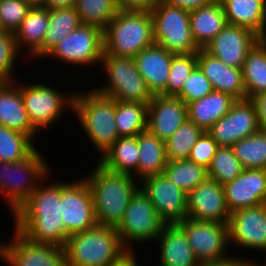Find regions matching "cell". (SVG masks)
<instances>
[{
	"label": "cell",
	"instance_id": "cell-2",
	"mask_svg": "<svg viewBox=\"0 0 266 266\" xmlns=\"http://www.w3.org/2000/svg\"><path fill=\"white\" fill-rule=\"evenodd\" d=\"M93 169L84 179L93 195L97 224L117 227L130 199L139 189L138 181L132 175L109 171L98 162Z\"/></svg>",
	"mask_w": 266,
	"mask_h": 266
},
{
	"label": "cell",
	"instance_id": "cell-6",
	"mask_svg": "<svg viewBox=\"0 0 266 266\" xmlns=\"http://www.w3.org/2000/svg\"><path fill=\"white\" fill-rule=\"evenodd\" d=\"M40 153L36 149L26 159L0 161V194L7 198L13 214L50 174L48 163Z\"/></svg>",
	"mask_w": 266,
	"mask_h": 266
},
{
	"label": "cell",
	"instance_id": "cell-3",
	"mask_svg": "<svg viewBox=\"0 0 266 266\" xmlns=\"http://www.w3.org/2000/svg\"><path fill=\"white\" fill-rule=\"evenodd\" d=\"M64 250L66 266H113L129 253L116 227L99 224L68 236Z\"/></svg>",
	"mask_w": 266,
	"mask_h": 266
},
{
	"label": "cell",
	"instance_id": "cell-27",
	"mask_svg": "<svg viewBox=\"0 0 266 266\" xmlns=\"http://www.w3.org/2000/svg\"><path fill=\"white\" fill-rule=\"evenodd\" d=\"M227 23L246 27L266 38V0H220Z\"/></svg>",
	"mask_w": 266,
	"mask_h": 266
},
{
	"label": "cell",
	"instance_id": "cell-41",
	"mask_svg": "<svg viewBox=\"0 0 266 266\" xmlns=\"http://www.w3.org/2000/svg\"><path fill=\"white\" fill-rule=\"evenodd\" d=\"M197 66V53L174 55L168 75L166 89L161 93L164 96H176Z\"/></svg>",
	"mask_w": 266,
	"mask_h": 266
},
{
	"label": "cell",
	"instance_id": "cell-9",
	"mask_svg": "<svg viewBox=\"0 0 266 266\" xmlns=\"http://www.w3.org/2000/svg\"><path fill=\"white\" fill-rule=\"evenodd\" d=\"M164 225L151 201L139 188L130 199L116 230L124 247L133 252L132 243L147 244V241L156 240Z\"/></svg>",
	"mask_w": 266,
	"mask_h": 266
},
{
	"label": "cell",
	"instance_id": "cell-28",
	"mask_svg": "<svg viewBox=\"0 0 266 266\" xmlns=\"http://www.w3.org/2000/svg\"><path fill=\"white\" fill-rule=\"evenodd\" d=\"M227 24L220 0L190 11L191 34L199 48H204Z\"/></svg>",
	"mask_w": 266,
	"mask_h": 266
},
{
	"label": "cell",
	"instance_id": "cell-43",
	"mask_svg": "<svg viewBox=\"0 0 266 266\" xmlns=\"http://www.w3.org/2000/svg\"><path fill=\"white\" fill-rule=\"evenodd\" d=\"M213 90L211 82L197 65L186 79L182 90L176 96L187 105L194 100L205 97Z\"/></svg>",
	"mask_w": 266,
	"mask_h": 266
},
{
	"label": "cell",
	"instance_id": "cell-26",
	"mask_svg": "<svg viewBox=\"0 0 266 266\" xmlns=\"http://www.w3.org/2000/svg\"><path fill=\"white\" fill-rule=\"evenodd\" d=\"M48 24L49 9L45 7H31L14 33L17 49L20 51L27 47L28 55L31 58L35 59L36 57L38 59L37 57H43V42Z\"/></svg>",
	"mask_w": 266,
	"mask_h": 266
},
{
	"label": "cell",
	"instance_id": "cell-15",
	"mask_svg": "<svg viewBox=\"0 0 266 266\" xmlns=\"http://www.w3.org/2000/svg\"><path fill=\"white\" fill-rule=\"evenodd\" d=\"M139 185L165 224H178L187 218V194L164 174L144 178Z\"/></svg>",
	"mask_w": 266,
	"mask_h": 266
},
{
	"label": "cell",
	"instance_id": "cell-34",
	"mask_svg": "<svg viewBox=\"0 0 266 266\" xmlns=\"http://www.w3.org/2000/svg\"><path fill=\"white\" fill-rule=\"evenodd\" d=\"M81 23L74 7L49 9V24L43 42V58L61 41V39Z\"/></svg>",
	"mask_w": 266,
	"mask_h": 266
},
{
	"label": "cell",
	"instance_id": "cell-24",
	"mask_svg": "<svg viewBox=\"0 0 266 266\" xmlns=\"http://www.w3.org/2000/svg\"><path fill=\"white\" fill-rule=\"evenodd\" d=\"M15 84L14 78L0 84V125L27 134L35 140L38 132L29 121L19 84Z\"/></svg>",
	"mask_w": 266,
	"mask_h": 266
},
{
	"label": "cell",
	"instance_id": "cell-10",
	"mask_svg": "<svg viewBox=\"0 0 266 266\" xmlns=\"http://www.w3.org/2000/svg\"><path fill=\"white\" fill-rule=\"evenodd\" d=\"M178 225L184 230L201 265L221 263L233 257V255H227L228 224L186 218Z\"/></svg>",
	"mask_w": 266,
	"mask_h": 266
},
{
	"label": "cell",
	"instance_id": "cell-45",
	"mask_svg": "<svg viewBox=\"0 0 266 266\" xmlns=\"http://www.w3.org/2000/svg\"><path fill=\"white\" fill-rule=\"evenodd\" d=\"M219 147L208 132L204 131L192 147L188 159L208 169Z\"/></svg>",
	"mask_w": 266,
	"mask_h": 266
},
{
	"label": "cell",
	"instance_id": "cell-48",
	"mask_svg": "<svg viewBox=\"0 0 266 266\" xmlns=\"http://www.w3.org/2000/svg\"><path fill=\"white\" fill-rule=\"evenodd\" d=\"M164 1L172 6H177L190 12L193 11L194 9L210 4L214 0H164Z\"/></svg>",
	"mask_w": 266,
	"mask_h": 266
},
{
	"label": "cell",
	"instance_id": "cell-25",
	"mask_svg": "<svg viewBox=\"0 0 266 266\" xmlns=\"http://www.w3.org/2000/svg\"><path fill=\"white\" fill-rule=\"evenodd\" d=\"M157 240L161 266H201L178 224H165Z\"/></svg>",
	"mask_w": 266,
	"mask_h": 266
},
{
	"label": "cell",
	"instance_id": "cell-46",
	"mask_svg": "<svg viewBox=\"0 0 266 266\" xmlns=\"http://www.w3.org/2000/svg\"><path fill=\"white\" fill-rule=\"evenodd\" d=\"M248 100L254 107L259 130L266 131V92L251 95Z\"/></svg>",
	"mask_w": 266,
	"mask_h": 266
},
{
	"label": "cell",
	"instance_id": "cell-5",
	"mask_svg": "<svg viewBox=\"0 0 266 266\" xmlns=\"http://www.w3.org/2000/svg\"><path fill=\"white\" fill-rule=\"evenodd\" d=\"M89 91L74 93L72 111L89 140L103 155L119 138L115 123V100L95 88Z\"/></svg>",
	"mask_w": 266,
	"mask_h": 266
},
{
	"label": "cell",
	"instance_id": "cell-1",
	"mask_svg": "<svg viewBox=\"0 0 266 266\" xmlns=\"http://www.w3.org/2000/svg\"><path fill=\"white\" fill-rule=\"evenodd\" d=\"M42 183L44 180L13 214L14 229L32 242L64 247L67 235L60 211L61 183Z\"/></svg>",
	"mask_w": 266,
	"mask_h": 266
},
{
	"label": "cell",
	"instance_id": "cell-21",
	"mask_svg": "<svg viewBox=\"0 0 266 266\" xmlns=\"http://www.w3.org/2000/svg\"><path fill=\"white\" fill-rule=\"evenodd\" d=\"M224 191L230 213L266 203V170L244 169Z\"/></svg>",
	"mask_w": 266,
	"mask_h": 266
},
{
	"label": "cell",
	"instance_id": "cell-36",
	"mask_svg": "<svg viewBox=\"0 0 266 266\" xmlns=\"http://www.w3.org/2000/svg\"><path fill=\"white\" fill-rule=\"evenodd\" d=\"M231 147L244 169L266 170V131L258 130Z\"/></svg>",
	"mask_w": 266,
	"mask_h": 266
},
{
	"label": "cell",
	"instance_id": "cell-23",
	"mask_svg": "<svg viewBox=\"0 0 266 266\" xmlns=\"http://www.w3.org/2000/svg\"><path fill=\"white\" fill-rule=\"evenodd\" d=\"M174 55L154 43L134 57L137 70L153 95L161 94L166 89Z\"/></svg>",
	"mask_w": 266,
	"mask_h": 266
},
{
	"label": "cell",
	"instance_id": "cell-40",
	"mask_svg": "<svg viewBox=\"0 0 266 266\" xmlns=\"http://www.w3.org/2000/svg\"><path fill=\"white\" fill-rule=\"evenodd\" d=\"M207 170L208 178L224 186L234 180L244 168L235 156L232 147L220 146Z\"/></svg>",
	"mask_w": 266,
	"mask_h": 266
},
{
	"label": "cell",
	"instance_id": "cell-20",
	"mask_svg": "<svg viewBox=\"0 0 266 266\" xmlns=\"http://www.w3.org/2000/svg\"><path fill=\"white\" fill-rule=\"evenodd\" d=\"M188 119L187 105L177 96L153 95L148 104L147 129L166 141Z\"/></svg>",
	"mask_w": 266,
	"mask_h": 266
},
{
	"label": "cell",
	"instance_id": "cell-52",
	"mask_svg": "<svg viewBox=\"0 0 266 266\" xmlns=\"http://www.w3.org/2000/svg\"><path fill=\"white\" fill-rule=\"evenodd\" d=\"M31 7H44L45 0H25Z\"/></svg>",
	"mask_w": 266,
	"mask_h": 266
},
{
	"label": "cell",
	"instance_id": "cell-13",
	"mask_svg": "<svg viewBox=\"0 0 266 266\" xmlns=\"http://www.w3.org/2000/svg\"><path fill=\"white\" fill-rule=\"evenodd\" d=\"M81 179L61 183L60 211L67 237L97 225L90 186Z\"/></svg>",
	"mask_w": 266,
	"mask_h": 266
},
{
	"label": "cell",
	"instance_id": "cell-32",
	"mask_svg": "<svg viewBox=\"0 0 266 266\" xmlns=\"http://www.w3.org/2000/svg\"><path fill=\"white\" fill-rule=\"evenodd\" d=\"M246 99L266 92V38H261L249 51L242 67Z\"/></svg>",
	"mask_w": 266,
	"mask_h": 266
},
{
	"label": "cell",
	"instance_id": "cell-7",
	"mask_svg": "<svg viewBox=\"0 0 266 266\" xmlns=\"http://www.w3.org/2000/svg\"><path fill=\"white\" fill-rule=\"evenodd\" d=\"M100 65L106 71L107 83L96 88L97 92L117 101L149 104L153 94L138 72L134 58L103 52Z\"/></svg>",
	"mask_w": 266,
	"mask_h": 266
},
{
	"label": "cell",
	"instance_id": "cell-11",
	"mask_svg": "<svg viewBox=\"0 0 266 266\" xmlns=\"http://www.w3.org/2000/svg\"><path fill=\"white\" fill-rule=\"evenodd\" d=\"M103 52V30L95 25L80 24L63 37L45 57L56 58L70 65L91 64L93 67L101 63Z\"/></svg>",
	"mask_w": 266,
	"mask_h": 266
},
{
	"label": "cell",
	"instance_id": "cell-50",
	"mask_svg": "<svg viewBox=\"0 0 266 266\" xmlns=\"http://www.w3.org/2000/svg\"><path fill=\"white\" fill-rule=\"evenodd\" d=\"M75 0H45L44 7L47 9L74 7Z\"/></svg>",
	"mask_w": 266,
	"mask_h": 266
},
{
	"label": "cell",
	"instance_id": "cell-22",
	"mask_svg": "<svg viewBox=\"0 0 266 266\" xmlns=\"http://www.w3.org/2000/svg\"><path fill=\"white\" fill-rule=\"evenodd\" d=\"M197 65L211 82L214 90L230 94L236 100L246 99L241 68L226 65L204 48L197 52Z\"/></svg>",
	"mask_w": 266,
	"mask_h": 266
},
{
	"label": "cell",
	"instance_id": "cell-33",
	"mask_svg": "<svg viewBox=\"0 0 266 266\" xmlns=\"http://www.w3.org/2000/svg\"><path fill=\"white\" fill-rule=\"evenodd\" d=\"M148 104L115 100V123L119 137H133L147 129Z\"/></svg>",
	"mask_w": 266,
	"mask_h": 266
},
{
	"label": "cell",
	"instance_id": "cell-47",
	"mask_svg": "<svg viewBox=\"0 0 266 266\" xmlns=\"http://www.w3.org/2000/svg\"><path fill=\"white\" fill-rule=\"evenodd\" d=\"M119 10L151 11L160 0H115Z\"/></svg>",
	"mask_w": 266,
	"mask_h": 266
},
{
	"label": "cell",
	"instance_id": "cell-38",
	"mask_svg": "<svg viewBox=\"0 0 266 266\" xmlns=\"http://www.w3.org/2000/svg\"><path fill=\"white\" fill-rule=\"evenodd\" d=\"M74 8L82 24L95 25L102 30L119 12L115 0H75Z\"/></svg>",
	"mask_w": 266,
	"mask_h": 266
},
{
	"label": "cell",
	"instance_id": "cell-12",
	"mask_svg": "<svg viewBox=\"0 0 266 266\" xmlns=\"http://www.w3.org/2000/svg\"><path fill=\"white\" fill-rule=\"evenodd\" d=\"M19 86L29 121L37 132L57 122L66 106L73 110L74 93L65 96L44 83Z\"/></svg>",
	"mask_w": 266,
	"mask_h": 266
},
{
	"label": "cell",
	"instance_id": "cell-17",
	"mask_svg": "<svg viewBox=\"0 0 266 266\" xmlns=\"http://www.w3.org/2000/svg\"><path fill=\"white\" fill-rule=\"evenodd\" d=\"M230 211L224 186L207 178L187 195V218L228 224Z\"/></svg>",
	"mask_w": 266,
	"mask_h": 266
},
{
	"label": "cell",
	"instance_id": "cell-8",
	"mask_svg": "<svg viewBox=\"0 0 266 266\" xmlns=\"http://www.w3.org/2000/svg\"><path fill=\"white\" fill-rule=\"evenodd\" d=\"M151 13L156 44L175 55L197 53L200 50L191 34L189 11L160 0Z\"/></svg>",
	"mask_w": 266,
	"mask_h": 266
},
{
	"label": "cell",
	"instance_id": "cell-44",
	"mask_svg": "<svg viewBox=\"0 0 266 266\" xmlns=\"http://www.w3.org/2000/svg\"><path fill=\"white\" fill-rule=\"evenodd\" d=\"M19 53L14 34L0 30V78L3 81L12 80L15 59Z\"/></svg>",
	"mask_w": 266,
	"mask_h": 266
},
{
	"label": "cell",
	"instance_id": "cell-51",
	"mask_svg": "<svg viewBox=\"0 0 266 266\" xmlns=\"http://www.w3.org/2000/svg\"><path fill=\"white\" fill-rule=\"evenodd\" d=\"M134 252H129L125 255L118 263L114 264L113 266H138L137 256L134 255Z\"/></svg>",
	"mask_w": 266,
	"mask_h": 266
},
{
	"label": "cell",
	"instance_id": "cell-39",
	"mask_svg": "<svg viewBox=\"0 0 266 266\" xmlns=\"http://www.w3.org/2000/svg\"><path fill=\"white\" fill-rule=\"evenodd\" d=\"M204 131L187 119L179 129L165 141L168 161L188 159L192 147Z\"/></svg>",
	"mask_w": 266,
	"mask_h": 266
},
{
	"label": "cell",
	"instance_id": "cell-35",
	"mask_svg": "<svg viewBox=\"0 0 266 266\" xmlns=\"http://www.w3.org/2000/svg\"><path fill=\"white\" fill-rule=\"evenodd\" d=\"M163 174L187 195L208 178V170L189 159L168 161Z\"/></svg>",
	"mask_w": 266,
	"mask_h": 266
},
{
	"label": "cell",
	"instance_id": "cell-37",
	"mask_svg": "<svg viewBox=\"0 0 266 266\" xmlns=\"http://www.w3.org/2000/svg\"><path fill=\"white\" fill-rule=\"evenodd\" d=\"M32 140L27 134L0 125V161L17 162L26 159L36 150Z\"/></svg>",
	"mask_w": 266,
	"mask_h": 266
},
{
	"label": "cell",
	"instance_id": "cell-19",
	"mask_svg": "<svg viewBox=\"0 0 266 266\" xmlns=\"http://www.w3.org/2000/svg\"><path fill=\"white\" fill-rule=\"evenodd\" d=\"M259 130L256 113L248 99L236 100L230 111L207 132L219 146L231 147Z\"/></svg>",
	"mask_w": 266,
	"mask_h": 266
},
{
	"label": "cell",
	"instance_id": "cell-18",
	"mask_svg": "<svg viewBox=\"0 0 266 266\" xmlns=\"http://www.w3.org/2000/svg\"><path fill=\"white\" fill-rule=\"evenodd\" d=\"M260 39L246 27L227 24L204 49L226 65L242 69L247 54Z\"/></svg>",
	"mask_w": 266,
	"mask_h": 266
},
{
	"label": "cell",
	"instance_id": "cell-14",
	"mask_svg": "<svg viewBox=\"0 0 266 266\" xmlns=\"http://www.w3.org/2000/svg\"><path fill=\"white\" fill-rule=\"evenodd\" d=\"M12 236L0 243V258L8 266H66L64 247L32 242L16 229Z\"/></svg>",
	"mask_w": 266,
	"mask_h": 266
},
{
	"label": "cell",
	"instance_id": "cell-4",
	"mask_svg": "<svg viewBox=\"0 0 266 266\" xmlns=\"http://www.w3.org/2000/svg\"><path fill=\"white\" fill-rule=\"evenodd\" d=\"M103 41L105 53L134 58L155 43L151 11L119 10L103 29Z\"/></svg>",
	"mask_w": 266,
	"mask_h": 266
},
{
	"label": "cell",
	"instance_id": "cell-49",
	"mask_svg": "<svg viewBox=\"0 0 266 266\" xmlns=\"http://www.w3.org/2000/svg\"><path fill=\"white\" fill-rule=\"evenodd\" d=\"M201 266H254V261L248 259L238 258V255H234L230 260L221 263L205 264Z\"/></svg>",
	"mask_w": 266,
	"mask_h": 266
},
{
	"label": "cell",
	"instance_id": "cell-42",
	"mask_svg": "<svg viewBox=\"0 0 266 266\" xmlns=\"http://www.w3.org/2000/svg\"><path fill=\"white\" fill-rule=\"evenodd\" d=\"M30 8L25 0H0V30L14 34Z\"/></svg>",
	"mask_w": 266,
	"mask_h": 266
},
{
	"label": "cell",
	"instance_id": "cell-53",
	"mask_svg": "<svg viewBox=\"0 0 266 266\" xmlns=\"http://www.w3.org/2000/svg\"><path fill=\"white\" fill-rule=\"evenodd\" d=\"M254 266H259V263H256V261H254ZM262 266V265H260Z\"/></svg>",
	"mask_w": 266,
	"mask_h": 266
},
{
	"label": "cell",
	"instance_id": "cell-16",
	"mask_svg": "<svg viewBox=\"0 0 266 266\" xmlns=\"http://www.w3.org/2000/svg\"><path fill=\"white\" fill-rule=\"evenodd\" d=\"M229 245L266 251V203L230 214Z\"/></svg>",
	"mask_w": 266,
	"mask_h": 266
},
{
	"label": "cell",
	"instance_id": "cell-31",
	"mask_svg": "<svg viewBox=\"0 0 266 266\" xmlns=\"http://www.w3.org/2000/svg\"><path fill=\"white\" fill-rule=\"evenodd\" d=\"M138 150V180L163 174L168 162L165 141L146 129L138 134Z\"/></svg>",
	"mask_w": 266,
	"mask_h": 266
},
{
	"label": "cell",
	"instance_id": "cell-29",
	"mask_svg": "<svg viewBox=\"0 0 266 266\" xmlns=\"http://www.w3.org/2000/svg\"><path fill=\"white\" fill-rule=\"evenodd\" d=\"M236 101L230 94L213 90L201 99L187 104L188 119L208 131L219 119L226 115Z\"/></svg>",
	"mask_w": 266,
	"mask_h": 266
},
{
	"label": "cell",
	"instance_id": "cell-30",
	"mask_svg": "<svg viewBox=\"0 0 266 266\" xmlns=\"http://www.w3.org/2000/svg\"><path fill=\"white\" fill-rule=\"evenodd\" d=\"M99 158L98 163L109 171L138 176V135L119 137Z\"/></svg>",
	"mask_w": 266,
	"mask_h": 266
}]
</instances>
